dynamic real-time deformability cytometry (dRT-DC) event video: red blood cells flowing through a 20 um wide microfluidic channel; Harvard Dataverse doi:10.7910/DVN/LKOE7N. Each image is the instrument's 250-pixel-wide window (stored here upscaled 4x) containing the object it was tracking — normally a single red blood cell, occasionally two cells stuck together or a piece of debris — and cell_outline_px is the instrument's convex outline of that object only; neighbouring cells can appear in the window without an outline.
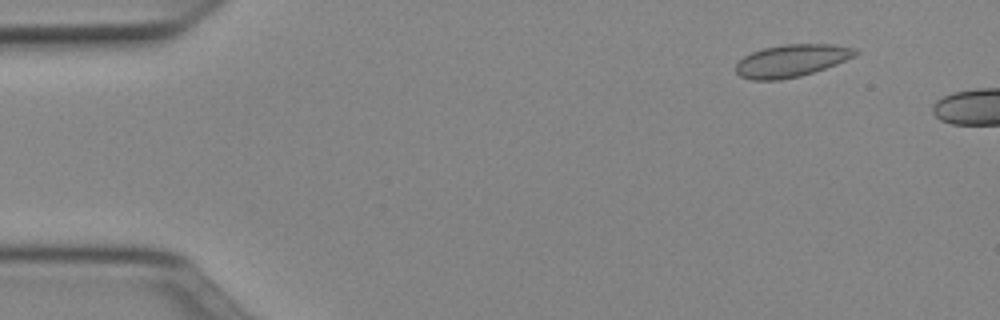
{"species": "Egyptian fruit bat (a non-hibernating species)", "species_latin": "Rousettus aegyptiacus", "temperature_condition": "cold", "stored_images_in_passage": 6, "camera_frame_rate_fps": 3000, "um_per_image_px": 0.085, "animal": {"sex": "female"}, "frame": {"image": 1, "passage_image": 1, "time_ms": 0.0, "image_size_px": [1000, 320], "cell_outline_px": [[860, 52], [836, 64], [800, 76], [780, 80], [752, 80], [740, 76], [736, 72], [736, 64], [744, 56], [752, 52], [764, 48], [784, 44], [832, 44], [856, 48]], "centroid_in_image_um": [67.26, 5.15], "position_along_channel_um": 17.7, "area_um2": 22.37}}